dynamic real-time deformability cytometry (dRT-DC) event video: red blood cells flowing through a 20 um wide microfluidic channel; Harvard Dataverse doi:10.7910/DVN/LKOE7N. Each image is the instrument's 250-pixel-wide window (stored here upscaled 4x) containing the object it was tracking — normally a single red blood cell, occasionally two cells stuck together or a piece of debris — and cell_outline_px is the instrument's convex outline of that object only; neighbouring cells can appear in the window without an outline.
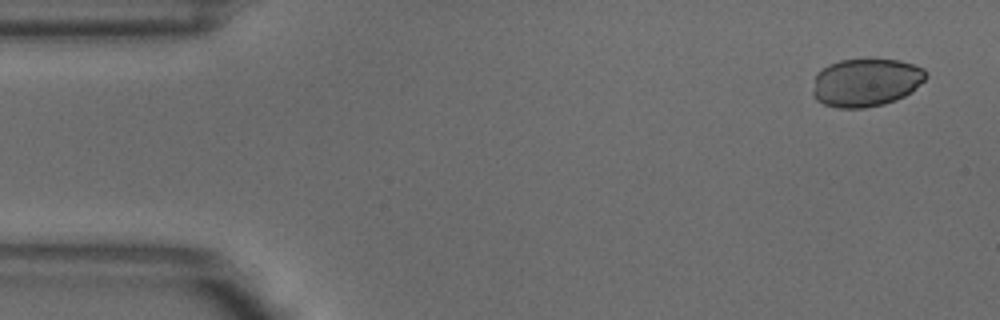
{"species": "common noctule bat (a hibernating species)", "species_latin": "Nyctalus noctula", "temperature_condition": "warm", "stored_images_in_passage": 4, "camera_frame_rate_fps": 3000, "um_per_image_px": 0.085, "animal": {"sex": "male", "body_mass_g": 18.8}, "frame": {"image": 1, "passage_image": 1, "time_ms": 0.0, "image_size_px": [1000, 320], "cell_outline_px": [[928, 76], [912, 92], [896, 100], [884, 104], [864, 108], [840, 108], [824, 104], [816, 100], [812, 96], [812, 92], [816, 72], [828, 64], [840, 60], [868, 56], [900, 60], [924, 68]], "centroid_in_image_um": [73.6, 6.96], "position_along_channel_um": 11.4, "area_um2": 32.71}}